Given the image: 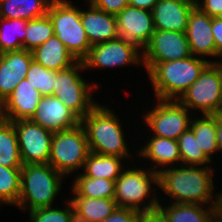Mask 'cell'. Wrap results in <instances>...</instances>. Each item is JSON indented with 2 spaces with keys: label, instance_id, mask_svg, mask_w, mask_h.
<instances>
[{
  "label": "cell",
  "instance_id": "1",
  "mask_svg": "<svg viewBox=\"0 0 222 222\" xmlns=\"http://www.w3.org/2000/svg\"><path fill=\"white\" fill-rule=\"evenodd\" d=\"M214 173L213 166L180 164L179 167H168L158 173L159 189L171 199V202L166 204L190 203L215 206L217 186L213 181Z\"/></svg>",
  "mask_w": 222,
  "mask_h": 222
},
{
  "label": "cell",
  "instance_id": "2",
  "mask_svg": "<svg viewBox=\"0 0 222 222\" xmlns=\"http://www.w3.org/2000/svg\"><path fill=\"white\" fill-rule=\"evenodd\" d=\"M210 62L214 61L191 55L188 58L143 66L151 80L156 99L178 100Z\"/></svg>",
  "mask_w": 222,
  "mask_h": 222
},
{
  "label": "cell",
  "instance_id": "3",
  "mask_svg": "<svg viewBox=\"0 0 222 222\" xmlns=\"http://www.w3.org/2000/svg\"><path fill=\"white\" fill-rule=\"evenodd\" d=\"M120 117L108 106L98 103L85 117L81 119L90 152L102 155L116 156L124 161L133 159L128 149L127 140Z\"/></svg>",
  "mask_w": 222,
  "mask_h": 222
},
{
  "label": "cell",
  "instance_id": "4",
  "mask_svg": "<svg viewBox=\"0 0 222 222\" xmlns=\"http://www.w3.org/2000/svg\"><path fill=\"white\" fill-rule=\"evenodd\" d=\"M126 168L115 180L114 199L118 207L132 209L141 214L157 211L158 205L163 202L155 190L159 188L158 173L148 167L147 169L139 168L138 165L136 167L135 164L132 168L127 166ZM153 185L157 186L154 188Z\"/></svg>",
  "mask_w": 222,
  "mask_h": 222
},
{
  "label": "cell",
  "instance_id": "5",
  "mask_svg": "<svg viewBox=\"0 0 222 222\" xmlns=\"http://www.w3.org/2000/svg\"><path fill=\"white\" fill-rule=\"evenodd\" d=\"M65 176L50 164H28L21 168L20 195L17 208L21 211L55 206Z\"/></svg>",
  "mask_w": 222,
  "mask_h": 222
},
{
  "label": "cell",
  "instance_id": "6",
  "mask_svg": "<svg viewBox=\"0 0 222 222\" xmlns=\"http://www.w3.org/2000/svg\"><path fill=\"white\" fill-rule=\"evenodd\" d=\"M47 15L55 36L77 61H82L88 55L91 44L81 22V8L69 0H52Z\"/></svg>",
  "mask_w": 222,
  "mask_h": 222
},
{
  "label": "cell",
  "instance_id": "7",
  "mask_svg": "<svg viewBox=\"0 0 222 222\" xmlns=\"http://www.w3.org/2000/svg\"><path fill=\"white\" fill-rule=\"evenodd\" d=\"M84 70L83 62L77 61L69 68L56 71V83L52 93L80 120L98 104L92 96L93 91L101 87L95 81H85L81 76Z\"/></svg>",
  "mask_w": 222,
  "mask_h": 222
},
{
  "label": "cell",
  "instance_id": "8",
  "mask_svg": "<svg viewBox=\"0 0 222 222\" xmlns=\"http://www.w3.org/2000/svg\"><path fill=\"white\" fill-rule=\"evenodd\" d=\"M178 101L190 112L217 115L222 107V61L210 62ZM192 109V110H191Z\"/></svg>",
  "mask_w": 222,
  "mask_h": 222
},
{
  "label": "cell",
  "instance_id": "9",
  "mask_svg": "<svg viewBox=\"0 0 222 222\" xmlns=\"http://www.w3.org/2000/svg\"><path fill=\"white\" fill-rule=\"evenodd\" d=\"M89 153L87 134L80 123L74 128L54 132L48 164L68 177L83 169Z\"/></svg>",
  "mask_w": 222,
  "mask_h": 222
},
{
  "label": "cell",
  "instance_id": "10",
  "mask_svg": "<svg viewBox=\"0 0 222 222\" xmlns=\"http://www.w3.org/2000/svg\"><path fill=\"white\" fill-rule=\"evenodd\" d=\"M152 109L142 116L150 136L176 140L190 128L193 113L178 100L156 99Z\"/></svg>",
  "mask_w": 222,
  "mask_h": 222
},
{
  "label": "cell",
  "instance_id": "11",
  "mask_svg": "<svg viewBox=\"0 0 222 222\" xmlns=\"http://www.w3.org/2000/svg\"><path fill=\"white\" fill-rule=\"evenodd\" d=\"M86 69L122 68L125 66H143L142 50L135 44L118 37L107 42L92 45L88 55L82 60Z\"/></svg>",
  "mask_w": 222,
  "mask_h": 222
},
{
  "label": "cell",
  "instance_id": "12",
  "mask_svg": "<svg viewBox=\"0 0 222 222\" xmlns=\"http://www.w3.org/2000/svg\"><path fill=\"white\" fill-rule=\"evenodd\" d=\"M23 165L47 164L54 133L29 120L12 121Z\"/></svg>",
  "mask_w": 222,
  "mask_h": 222
},
{
  "label": "cell",
  "instance_id": "13",
  "mask_svg": "<svg viewBox=\"0 0 222 222\" xmlns=\"http://www.w3.org/2000/svg\"><path fill=\"white\" fill-rule=\"evenodd\" d=\"M186 32L155 30L142 50L143 64H158L190 57Z\"/></svg>",
  "mask_w": 222,
  "mask_h": 222
},
{
  "label": "cell",
  "instance_id": "14",
  "mask_svg": "<svg viewBox=\"0 0 222 222\" xmlns=\"http://www.w3.org/2000/svg\"><path fill=\"white\" fill-rule=\"evenodd\" d=\"M119 37L143 50L155 29L152 11L126 6L116 15Z\"/></svg>",
  "mask_w": 222,
  "mask_h": 222
},
{
  "label": "cell",
  "instance_id": "15",
  "mask_svg": "<svg viewBox=\"0 0 222 222\" xmlns=\"http://www.w3.org/2000/svg\"><path fill=\"white\" fill-rule=\"evenodd\" d=\"M212 18L195 6L189 16L186 36L193 56L214 57L216 45L212 32Z\"/></svg>",
  "mask_w": 222,
  "mask_h": 222
},
{
  "label": "cell",
  "instance_id": "16",
  "mask_svg": "<svg viewBox=\"0 0 222 222\" xmlns=\"http://www.w3.org/2000/svg\"><path fill=\"white\" fill-rule=\"evenodd\" d=\"M30 120L53 133L74 128L81 123V120L53 95L42 96Z\"/></svg>",
  "mask_w": 222,
  "mask_h": 222
},
{
  "label": "cell",
  "instance_id": "17",
  "mask_svg": "<svg viewBox=\"0 0 222 222\" xmlns=\"http://www.w3.org/2000/svg\"><path fill=\"white\" fill-rule=\"evenodd\" d=\"M42 95L26 78L22 79L1 104L2 118L9 121L29 120L35 114Z\"/></svg>",
  "mask_w": 222,
  "mask_h": 222
},
{
  "label": "cell",
  "instance_id": "18",
  "mask_svg": "<svg viewBox=\"0 0 222 222\" xmlns=\"http://www.w3.org/2000/svg\"><path fill=\"white\" fill-rule=\"evenodd\" d=\"M32 60L31 51L26 49L0 54V104L6 100L19 82L27 76Z\"/></svg>",
  "mask_w": 222,
  "mask_h": 222
},
{
  "label": "cell",
  "instance_id": "19",
  "mask_svg": "<svg viewBox=\"0 0 222 222\" xmlns=\"http://www.w3.org/2000/svg\"><path fill=\"white\" fill-rule=\"evenodd\" d=\"M147 139L144 142V146H138L139 149L136 150V154L138 153L137 155L140 158L151 162V170L159 173L162 169L181 164L176 140L157 136H148Z\"/></svg>",
  "mask_w": 222,
  "mask_h": 222
},
{
  "label": "cell",
  "instance_id": "20",
  "mask_svg": "<svg viewBox=\"0 0 222 222\" xmlns=\"http://www.w3.org/2000/svg\"><path fill=\"white\" fill-rule=\"evenodd\" d=\"M194 5L181 0H158L152 9L155 30L186 32Z\"/></svg>",
  "mask_w": 222,
  "mask_h": 222
},
{
  "label": "cell",
  "instance_id": "21",
  "mask_svg": "<svg viewBox=\"0 0 222 222\" xmlns=\"http://www.w3.org/2000/svg\"><path fill=\"white\" fill-rule=\"evenodd\" d=\"M88 9H81V22L92 45L107 42L119 37L116 15L97 9L86 0Z\"/></svg>",
  "mask_w": 222,
  "mask_h": 222
},
{
  "label": "cell",
  "instance_id": "22",
  "mask_svg": "<svg viewBox=\"0 0 222 222\" xmlns=\"http://www.w3.org/2000/svg\"><path fill=\"white\" fill-rule=\"evenodd\" d=\"M31 53L34 61L54 71L64 70L77 62L62 41L55 35L33 49Z\"/></svg>",
  "mask_w": 222,
  "mask_h": 222
},
{
  "label": "cell",
  "instance_id": "23",
  "mask_svg": "<svg viewBox=\"0 0 222 222\" xmlns=\"http://www.w3.org/2000/svg\"><path fill=\"white\" fill-rule=\"evenodd\" d=\"M69 200L74 208L76 222H102L118 207L114 198L73 196Z\"/></svg>",
  "mask_w": 222,
  "mask_h": 222
},
{
  "label": "cell",
  "instance_id": "24",
  "mask_svg": "<svg viewBox=\"0 0 222 222\" xmlns=\"http://www.w3.org/2000/svg\"><path fill=\"white\" fill-rule=\"evenodd\" d=\"M158 205L157 211L166 222H208L215 206L203 204H176ZM205 206V207H204Z\"/></svg>",
  "mask_w": 222,
  "mask_h": 222
},
{
  "label": "cell",
  "instance_id": "25",
  "mask_svg": "<svg viewBox=\"0 0 222 222\" xmlns=\"http://www.w3.org/2000/svg\"><path fill=\"white\" fill-rule=\"evenodd\" d=\"M52 0H0V18L30 21L47 15Z\"/></svg>",
  "mask_w": 222,
  "mask_h": 222
},
{
  "label": "cell",
  "instance_id": "26",
  "mask_svg": "<svg viewBox=\"0 0 222 222\" xmlns=\"http://www.w3.org/2000/svg\"><path fill=\"white\" fill-rule=\"evenodd\" d=\"M122 160L124 161L123 158L116 156L90 152L86 158L82 170L83 172L81 171V173L87 177L105 178L115 181L120 176L125 166H127Z\"/></svg>",
  "mask_w": 222,
  "mask_h": 222
},
{
  "label": "cell",
  "instance_id": "27",
  "mask_svg": "<svg viewBox=\"0 0 222 222\" xmlns=\"http://www.w3.org/2000/svg\"><path fill=\"white\" fill-rule=\"evenodd\" d=\"M193 116L190 129L197 137L198 147L204 151L205 155L213 161V155L219 152L217 146L216 135V115H201Z\"/></svg>",
  "mask_w": 222,
  "mask_h": 222
},
{
  "label": "cell",
  "instance_id": "28",
  "mask_svg": "<svg viewBox=\"0 0 222 222\" xmlns=\"http://www.w3.org/2000/svg\"><path fill=\"white\" fill-rule=\"evenodd\" d=\"M77 174V175H76ZM75 174L74 183L70 187L72 196L90 198H114L115 181L105 178H93L84 176L82 173ZM75 194V195H74Z\"/></svg>",
  "mask_w": 222,
  "mask_h": 222
},
{
  "label": "cell",
  "instance_id": "29",
  "mask_svg": "<svg viewBox=\"0 0 222 222\" xmlns=\"http://www.w3.org/2000/svg\"><path fill=\"white\" fill-rule=\"evenodd\" d=\"M0 165L23 167L14 124L3 118L0 119Z\"/></svg>",
  "mask_w": 222,
  "mask_h": 222
},
{
  "label": "cell",
  "instance_id": "30",
  "mask_svg": "<svg viewBox=\"0 0 222 222\" xmlns=\"http://www.w3.org/2000/svg\"><path fill=\"white\" fill-rule=\"evenodd\" d=\"M27 20L0 18V54L24 49Z\"/></svg>",
  "mask_w": 222,
  "mask_h": 222
},
{
  "label": "cell",
  "instance_id": "31",
  "mask_svg": "<svg viewBox=\"0 0 222 222\" xmlns=\"http://www.w3.org/2000/svg\"><path fill=\"white\" fill-rule=\"evenodd\" d=\"M21 168L0 165V207L1 205L17 206L20 195Z\"/></svg>",
  "mask_w": 222,
  "mask_h": 222
},
{
  "label": "cell",
  "instance_id": "32",
  "mask_svg": "<svg viewBox=\"0 0 222 222\" xmlns=\"http://www.w3.org/2000/svg\"><path fill=\"white\" fill-rule=\"evenodd\" d=\"M179 154L182 165L212 166V163L197 144V137L189 128L178 139Z\"/></svg>",
  "mask_w": 222,
  "mask_h": 222
},
{
  "label": "cell",
  "instance_id": "33",
  "mask_svg": "<svg viewBox=\"0 0 222 222\" xmlns=\"http://www.w3.org/2000/svg\"><path fill=\"white\" fill-rule=\"evenodd\" d=\"M24 49L32 51L53 37V24L48 15L27 21Z\"/></svg>",
  "mask_w": 222,
  "mask_h": 222
},
{
  "label": "cell",
  "instance_id": "34",
  "mask_svg": "<svg viewBox=\"0 0 222 222\" xmlns=\"http://www.w3.org/2000/svg\"><path fill=\"white\" fill-rule=\"evenodd\" d=\"M25 78L33 88L40 91L42 96L52 95L56 83V71L49 70L32 60Z\"/></svg>",
  "mask_w": 222,
  "mask_h": 222
},
{
  "label": "cell",
  "instance_id": "35",
  "mask_svg": "<svg viewBox=\"0 0 222 222\" xmlns=\"http://www.w3.org/2000/svg\"><path fill=\"white\" fill-rule=\"evenodd\" d=\"M65 208L43 207L28 211L29 222H76L75 212L69 198H65Z\"/></svg>",
  "mask_w": 222,
  "mask_h": 222
},
{
  "label": "cell",
  "instance_id": "36",
  "mask_svg": "<svg viewBox=\"0 0 222 222\" xmlns=\"http://www.w3.org/2000/svg\"><path fill=\"white\" fill-rule=\"evenodd\" d=\"M141 213L132 209L117 207V209L102 222H139Z\"/></svg>",
  "mask_w": 222,
  "mask_h": 222
},
{
  "label": "cell",
  "instance_id": "37",
  "mask_svg": "<svg viewBox=\"0 0 222 222\" xmlns=\"http://www.w3.org/2000/svg\"><path fill=\"white\" fill-rule=\"evenodd\" d=\"M97 9L103 10L109 14L117 15L126 6L129 5L128 0H88Z\"/></svg>",
  "mask_w": 222,
  "mask_h": 222
},
{
  "label": "cell",
  "instance_id": "38",
  "mask_svg": "<svg viewBox=\"0 0 222 222\" xmlns=\"http://www.w3.org/2000/svg\"><path fill=\"white\" fill-rule=\"evenodd\" d=\"M212 32L216 45V60L214 62H221L222 60V20L218 17L212 18ZM220 58V59H219Z\"/></svg>",
  "mask_w": 222,
  "mask_h": 222
},
{
  "label": "cell",
  "instance_id": "39",
  "mask_svg": "<svg viewBox=\"0 0 222 222\" xmlns=\"http://www.w3.org/2000/svg\"><path fill=\"white\" fill-rule=\"evenodd\" d=\"M197 7L211 17H218L222 10V0H198Z\"/></svg>",
  "mask_w": 222,
  "mask_h": 222
},
{
  "label": "cell",
  "instance_id": "40",
  "mask_svg": "<svg viewBox=\"0 0 222 222\" xmlns=\"http://www.w3.org/2000/svg\"><path fill=\"white\" fill-rule=\"evenodd\" d=\"M129 6L141 8L147 11H152L158 0H128Z\"/></svg>",
  "mask_w": 222,
  "mask_h": 222
},
{
  "label": "cell",
  "instance_id": "41",
  "mask_svg": "<svg viewBox=\"0 0 222 222\" xmlns=\"http://www.w3.org/2000/svg\"><path fill=\"white\" fill-rule=\"evenodd\" d=\"M139 222H166V221L158 211H155L151 213L141 214Z\"/></svg>",
  "mask_w": 222,
  "mask_h": 222
},
{
  "label": "cell",
  "instance_id": "42",
  "mask_svg": "<svg viewBox=\"0 0 222 222\" xmlns=\"http://www.w3.org/2000/svg\"><path fill=\"white\" fill-rule=\"evenodd\" d=\"M216 135L219 153L222 152V113L216 115Z\"/></svg>",
  "mask_w": 222,
  "mask_h": 222
},
{
  "label": "cell",
  "instance_id": "43",
  "mask_svg": "<svg viewBox=\"0 0 222 222\" xmlns=\"http://www.w3.org/2000/svg\"><path fill=\"white\" fill-rule=\"evenodd\" d=\"M208 222H222V213L214 208Z\"/></svg>",
  "mask_w": 222,
  "mask_h": 222
},
{
  "label": "cell",
  "instance_id": "44",
  "mask_svg": "<svg viewBox=\"0 0 222 222\" xmlns=\"http://www.w3.org/2000/svg\"><path fill=\"white\" fill-rule=\"evenodd\" d=\"M215 208L222 213V192H216V204Z\"/></svg>",
  "mask_w": 222,
  "mask_h": 222
},
{
  "label": "cell",
  "instance_id": "45",
  "mask_svg": "<svg viewBox=\"0 0 222 222\" xmlns=\"http://www.w3.org/2000/svg\"><path fill=\"white\" fill-rule=\"evenodd\" d=\"M191 5L197 6L198 0H181Z\"/></svg>",
  "mask_w": 222,
  "mask_h": 222
},
{
  "label": "cell",
  "instance_id": "46",
  "mask_svg": "<svg viewBox=\"0 0 222 222\" xmlns=\"http://www.w3.org/2000/svg\"><path fill=\"white\" fill-rule=\"evenodd\" d=\"M218 18L222 20V10H221V12H220Z\"/></svg>",
  "mask_w": 222,
  "mask_h": 222
},
{
  "label": "cell",
  "instance_id": "47",
  "mask_svg": "<svg viewBox=\"0 0 222 222\" xmlns=\"http://www.w3.org/2000/svg\"><path fill=\"white\" fill-rule=\"evenodd\" d=\"M2 118V114H1V104H0V119Z\"/></svg>",
  "mask_w": 222,
  "mask_h": 222
}]
</instances>
